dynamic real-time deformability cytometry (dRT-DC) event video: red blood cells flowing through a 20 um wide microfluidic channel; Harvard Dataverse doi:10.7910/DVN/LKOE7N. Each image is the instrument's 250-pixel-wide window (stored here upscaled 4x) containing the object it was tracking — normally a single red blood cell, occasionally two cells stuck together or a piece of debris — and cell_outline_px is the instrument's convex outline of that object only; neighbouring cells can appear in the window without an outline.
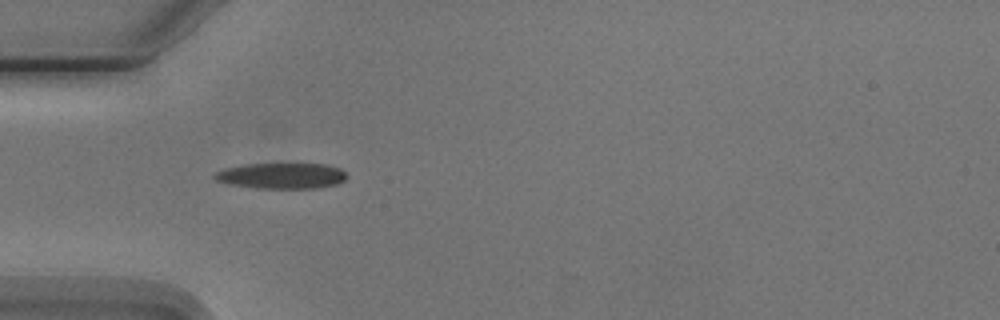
{"species": "Egyptian fruit bat (a non-hibernating species)", "species_latin": "Rousettus aegyptiacus", "temperature_condition": "cold", "stored_images_in_passage": 4, "camera_frame_rate_fps": 3000, "um_per_image_px": 0.085, "animal": {"sex": "male"}, "frame": {"image": 1, "passage_image": 3, "time_ms": 2.667, "image_size_px": [1000, 320], "cell_outline_px": [[344, 180], [336, 184], [316, 188], [256, 188], [228, 184], [216, 180], [212, 176], [216, 172], [224, 168], [244, 164], [324, 164], [340, 168], [344, 172]], "centroid_in_image_um": [23.87, 14.94], "position_along_channel_um": 61.1, "area_um2": 19.71}}
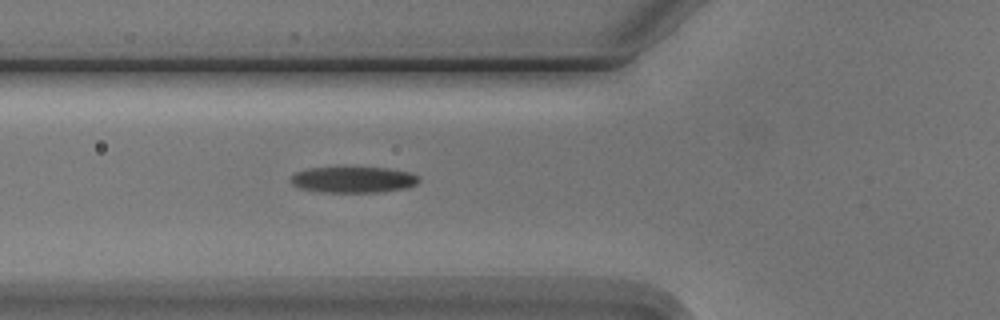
{"frame": {"image": 2, "passage_image": 4, "time_ms": 3.667, "image_size_px": [1000, 320], "cell_outline_px": [[420, 180], [416, 184], [408, 188], [384, 192], [320, 192], [300, 188], [292, 184], [288, 180], [296, 172], [308, 168], [388, 168], [412, 172], [420, 176]], "centroid_in_image_um": [30.08, 15.28], "position_along_channel_um": 95.7, "area_um2": 19.65}}